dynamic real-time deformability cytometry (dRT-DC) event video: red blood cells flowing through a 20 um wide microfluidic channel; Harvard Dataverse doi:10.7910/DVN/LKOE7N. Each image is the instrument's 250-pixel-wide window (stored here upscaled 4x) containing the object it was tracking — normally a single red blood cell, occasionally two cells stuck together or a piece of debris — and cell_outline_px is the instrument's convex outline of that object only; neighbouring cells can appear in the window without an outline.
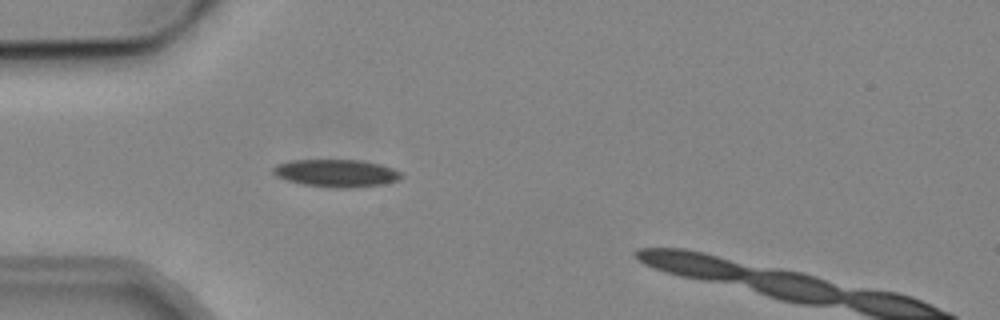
{"species": "common noctule bat (a hibernating species)", "species_latin": "Nyctalus noctula", "temperature_condition": "cold", "stored_images_in_passage": 1, "camera_frame_rate_fps": 3000, "um_per_image_px": 0.085, "animal": {"sex": "male", "body_mass_g": 19.2, "forearm_length_mm": 51.8}, "frame": {"image": 1, "passage_image": 1, "time_ms": 0.0, "image_size_px": [1000, 320], "cell_outline_px": [[404, 176], [400, 180], [384, 184], [348, 188], [336, 188], [304, 184], [284, 180], [276, 176], [272, 172], [272, 168], [276, 164], [288, 160], [360, 160], [380, 164], [392, 168], [400, 172]], "centroid_in_image_um": [28.57, 14.71], "position_along_channel_um": 56.4, "area_um2": 20.75}}